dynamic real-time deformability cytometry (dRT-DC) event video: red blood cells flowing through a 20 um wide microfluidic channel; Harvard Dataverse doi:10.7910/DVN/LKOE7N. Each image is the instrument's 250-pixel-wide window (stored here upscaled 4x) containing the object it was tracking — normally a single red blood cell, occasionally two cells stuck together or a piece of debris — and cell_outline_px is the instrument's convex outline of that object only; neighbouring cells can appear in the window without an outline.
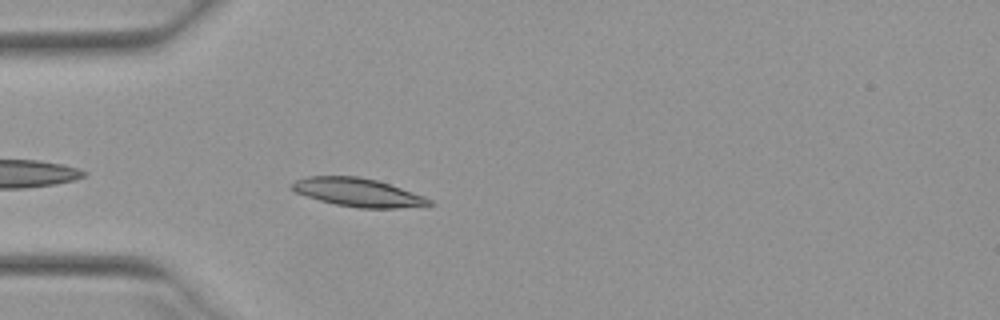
{"species": "Egyptian fruit bat (a non-hibernating species)", "species_latin": "Rousettus aegyptiacus", "temperature_condition": "warm", "stored_images_in_passage": 25, "camera_frame_rate_fps": 3000, "um_per_image_px": 0.085, "animal": {"sex": "female"}, "frame": {"image": 1, "passage_image": 3, "time_ms": 0.667, "image_size_px": [1000, 320], "cell_outline_px": [[436, 204], [396, 208], [360, 208], [336, 204], [320, 200], [296, 192], [288, 188], [296, 180], [308, 176], [360, 176], [376, 180], [424, 196], [432, 200]], "centroid_in_image_um": [30.42, 16.35], "position_along_channel_um": 54.6, "area_um2": 22.43}}
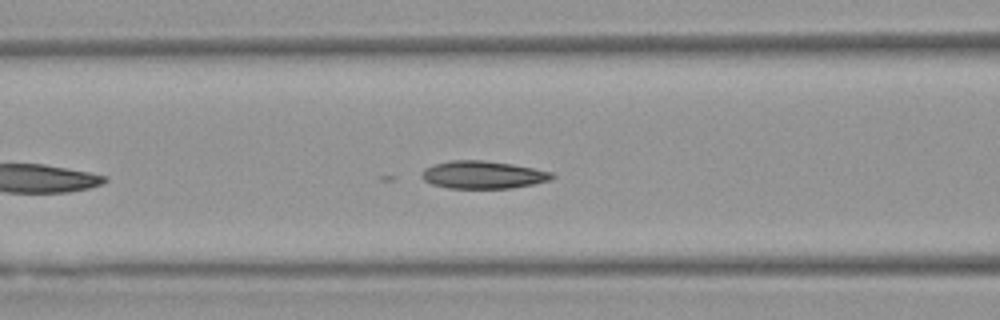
{"frame": {"image": 2, "passage_image": 9, "time_ms": 2.667, "image_size_px": [1000, 320], "cell_outline_px": [[556, 176], [552, 180], [512, 188], [448, 188], [432, 184], [424, 180], [420, 176], [420, 172], [424, 168], [432, 164], [448, 160], [484, 160], [512, 164], [552, 172]], "centroid_in_image_um": [41.01, 14.85], "position_along_channel_um": 125.6, "area_um2": 21.21}}
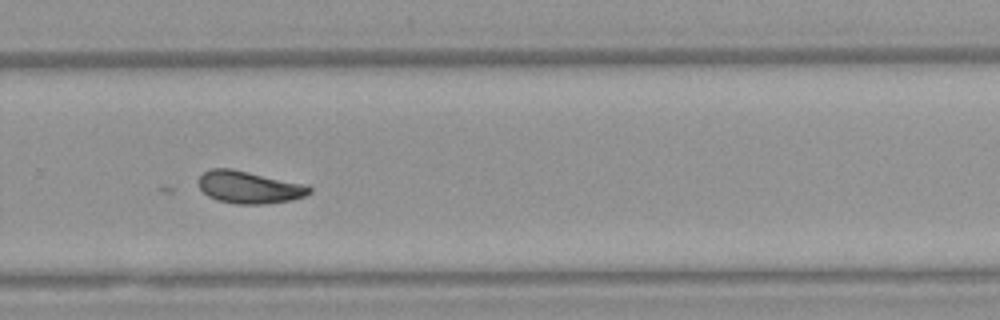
{"frame": {"image": 3, "passage_image": 23, "time_ms": 7.333, "image_size_px": [1000, 320], "cell_outline_px": [[312, 192], [304, 196], [292, 200], [268, 204], [236, 204], [216, 200], [208, 196], [200, 188], [196, 180], [208, 168], [232, 168], [308, 184], [312, 188]], "centroid_in_image_um": [21.19, 15.9], "position_along_channel_um": 308.6, "area_um2": 21.39}}